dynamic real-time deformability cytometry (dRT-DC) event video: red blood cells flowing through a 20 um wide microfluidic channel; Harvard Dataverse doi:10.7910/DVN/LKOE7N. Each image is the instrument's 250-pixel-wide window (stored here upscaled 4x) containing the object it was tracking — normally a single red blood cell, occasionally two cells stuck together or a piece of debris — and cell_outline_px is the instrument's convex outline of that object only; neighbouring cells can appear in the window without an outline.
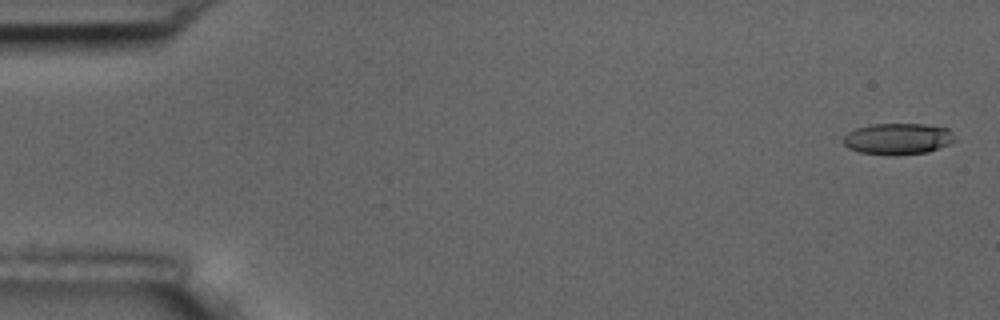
{"species": "common noctule bat (a hibernating species)", "species_latin": "Nyctalus noctula", "temperature_condition": "room temperature", "stored_images_in_passage": 13, "camera_frame_rate_fps": 3000, "um_per_image_px": 0.085, "animal": {"sex": "male", "body_mass_g": 17.5, "forearm_length_mm": 52.3}, "frame": {"image": 1, "passage_image": 1, "time_ms": 0.0, "image_size_px": [1000, 320], "cell_outline_px": [[956, 140], [952, 144], [928, 152], [896, 156], [860, 152], [848, 148], [844, 144], [844, 136], [848, 132], [856, 128], [872, 124], [924, 124], [948, 128], [952, 132]], "centroid_in_image_um": [76.36, 11.81], "position_along_channel_um": 8.6, "area_um2": 20.58}}
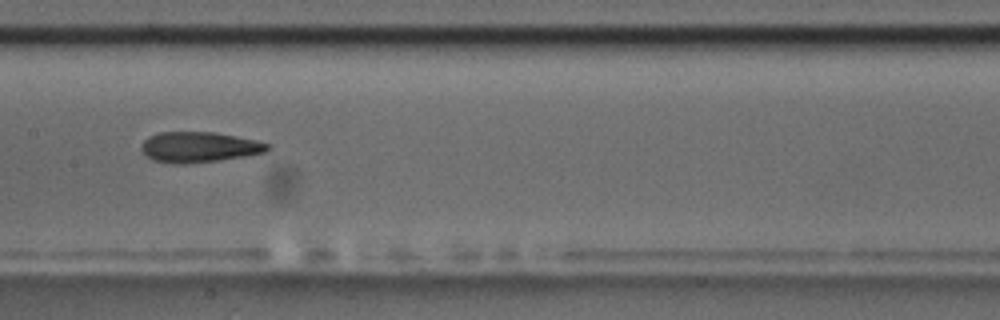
{"frame": {"image": 2, "passage_image": 8, "time_ms": 9.0, "image_size_px": [1000, 320], "cell_outline_px": [[272, 148], [264, 152], [248, 156], [220, 160], [184, 164], [172, 164], [152, 160], [140, 148], [144, 140], [148, 136], [160, 132], [212, 132], [256, 140], [272, 144]], "centroid_in_image_um": [16.95, 12.51], "position_along_channel_um": 190.5, "area_um2": 22.54}}
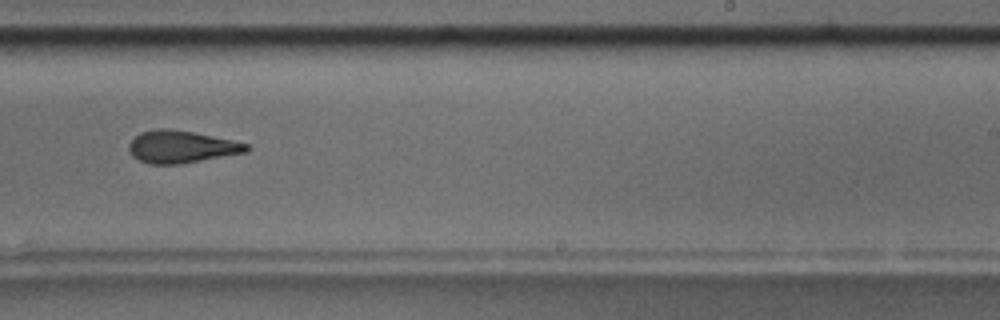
{"frame": {"image": 3, "passage_image": 10, "time_ms": 11.333, "image_size_px": [1000, 320], "cell_outline_px": [[252, 148], [248, 152], [180, 164], [148, 164], [132, 156], [128, 148], [128, 144], [140, 132], [160, 128], [168, 128], [192, 132], [232, 140], [248, 144]], "centroid_in_image_um": [15.42, 12.48], "position_along_channel_um": 273.6, "area_um2": 22.14}, "authors_computed_cell_mechanics": {"area_um2": 22.1374, "velocity_mm_per_s": 3.5659, "shape_relaxation_time_tau1_ms": 6.3945, "shape_relaxation_time_tau2_ms": 2.245, "deformation_change_tau1": 0.1528, "deformation_change_tau2": 0.1046}}